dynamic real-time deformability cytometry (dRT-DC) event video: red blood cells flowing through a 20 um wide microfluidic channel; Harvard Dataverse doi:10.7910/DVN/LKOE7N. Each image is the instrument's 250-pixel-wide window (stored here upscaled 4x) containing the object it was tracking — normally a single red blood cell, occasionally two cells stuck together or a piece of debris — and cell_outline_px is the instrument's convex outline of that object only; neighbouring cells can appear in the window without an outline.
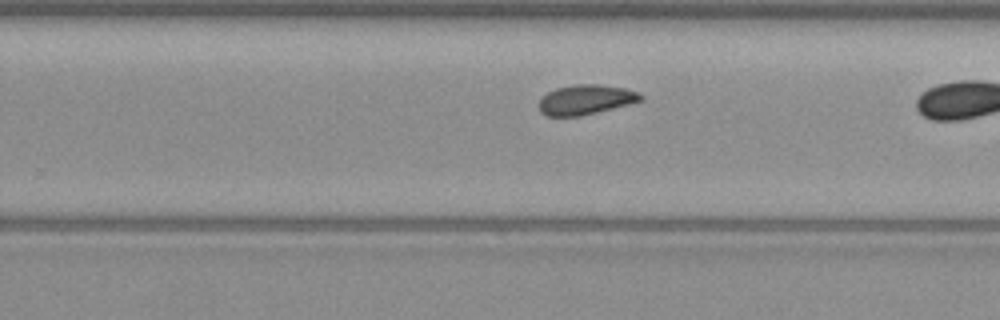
{"species": "common noctule bat (a hibernating species)", "species_latin": "Nyctalus noctula", "temperature_condition": "warm", "stored_images_in_passage": 26, "camera_frame_rate_fps": 3000, "um_per_image_px": 0.085, "animal": {"sex": "female", "body_mass_g": 19.3, "forearm_length_mm": 54.1}, "frame": {"image": 1, "passage_image": 19, "time_ms": 6.0, "image_size_px": [1000, 320], "cell_outline_px": [[644, 100], [580, 116], [548, 116], [540, 112], [540, 100], [548, 92], [556, 88], [572, 84], [596, 84], [624, 88], [640, 92], [644, 96]], "centroid_in_image_um": [49.81, 8.46], "position_along_channel_um": 280.0, "area_um2": 17.57}}
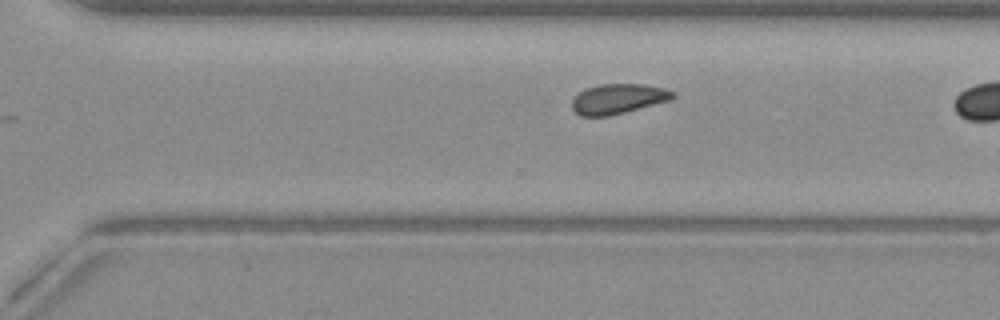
{"frame": {"image": 2, "passage_image": 22, "time_ms": 7.0, "image_size_px": [1000, 320], "cell_outline_px": [[676, 96], [672, 100], [608, 116], [580, 116], [572, 108], [572, 100], [584, 88], [600, 84], [644, 84], [664, 88], [676, 92]], "centroid_in_image_um": [52.57, 8.39], "position_along_channel_um": 318.0, "area_um2": 17.69}}